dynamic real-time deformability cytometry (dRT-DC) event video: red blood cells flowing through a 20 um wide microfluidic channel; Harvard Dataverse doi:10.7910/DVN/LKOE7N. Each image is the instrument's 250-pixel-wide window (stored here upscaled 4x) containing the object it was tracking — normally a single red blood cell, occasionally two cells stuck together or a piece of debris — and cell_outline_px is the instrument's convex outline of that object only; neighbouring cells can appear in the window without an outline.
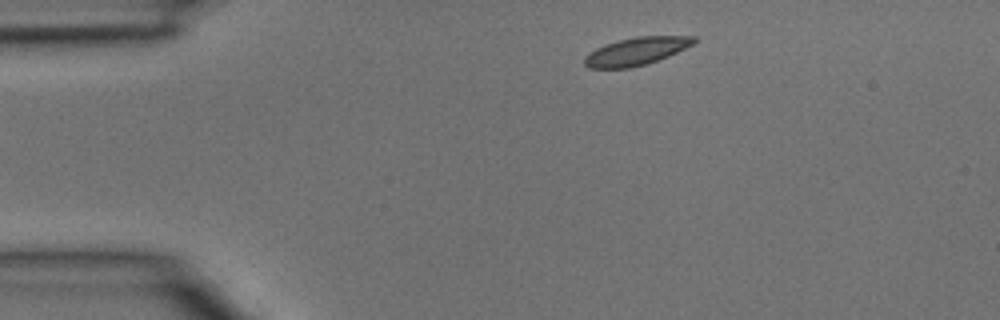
{"species": "common noctule bat (a hibernating species)", "species_latin": "Nyctalus noctula", "temperature_condition": "room temperature", "stored_images_in_passage": 2, "camera_frame_rate_fps": 3000, "um_per_image_px": 0.085, "animal": {"sex": "male", "body_mass_g": 15.6}, "frame": {"image": 1, "passage_image": 1, "time_ms": 0.0, "image_size_px": [1000, 320], "cell_outline_px": [[700, 40], [668, 56], [648, 64], [628, 68], [588, 68], [584, 64], [584, 56], [588, 52], [604, 44], [636, 36], [696, 36]], "centroid_in_image_um": [54.07, 4.36], "position_along_channel_um": 30.9, "area_um2": 17.8}}